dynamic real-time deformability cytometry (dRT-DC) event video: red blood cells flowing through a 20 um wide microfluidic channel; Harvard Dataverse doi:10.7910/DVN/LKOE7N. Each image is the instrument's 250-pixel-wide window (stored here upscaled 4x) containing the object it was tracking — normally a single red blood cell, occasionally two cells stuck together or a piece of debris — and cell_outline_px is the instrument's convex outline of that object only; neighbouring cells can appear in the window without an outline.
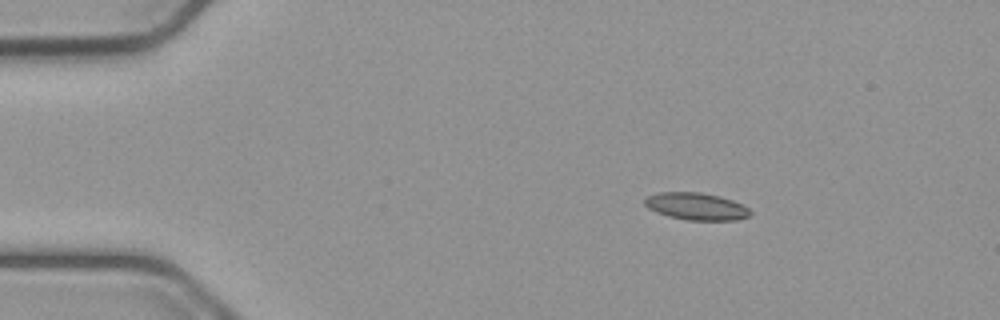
{"species": "common noctule bat (a hibernating species)", "species_latin": "Nyctalus noctula", "temperature_condition": "cold", "stored_images_in_passage": 47, "camera_frame_rate_fps": 3000, "um_per_image_px": 0.085, "animal": {"sex": "male", "body_mass_g": 23.1, "forearm_length_mm": 52.7}, "frame": {"image": 1, "passage_image": 1, "time_ms": 0.0, "image_size_px": [1000, 320], "cell_outline_px": [[752, 212], [748, 216], [736, 220], [688, 220], [668, 216], [656, 212], [648, 208], [644, 204], [644, 200], [648, 196], [660, 192], [700, 192], [720, 196], [732, 200], [748, 208]], "centroid_in_image_um": [59.17, 17.54], "position_along_channel_um": 25.8, "area_um2": 16.65}}
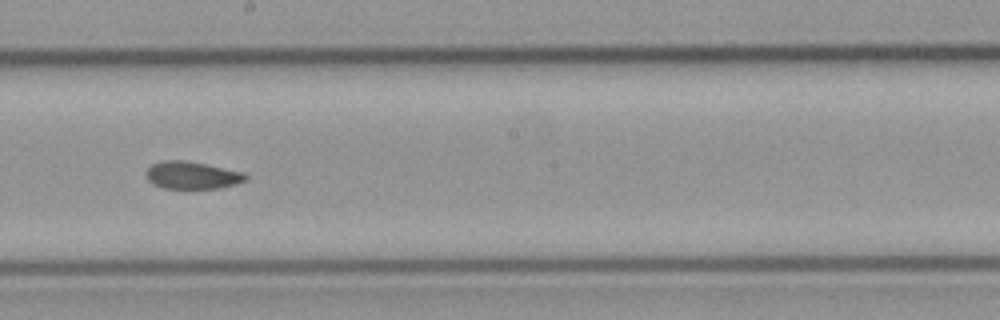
{"frame": {"image": 2, "passage_image": 23, "time_ms": 7.333, "image_size_px": [1000, 320], "cell_outline_px": [[248, 180], [236, 184], [220, 188], [164, 188], [152, 184], [148, 180], [144, 172], [152, 164], [164, 160], [184, 160], [244, 172], [248, 176]], "centroid_in_image_um": [16.32, 14.9], "position_along_channel_um": 231.9, "area_um2": 15.95}}
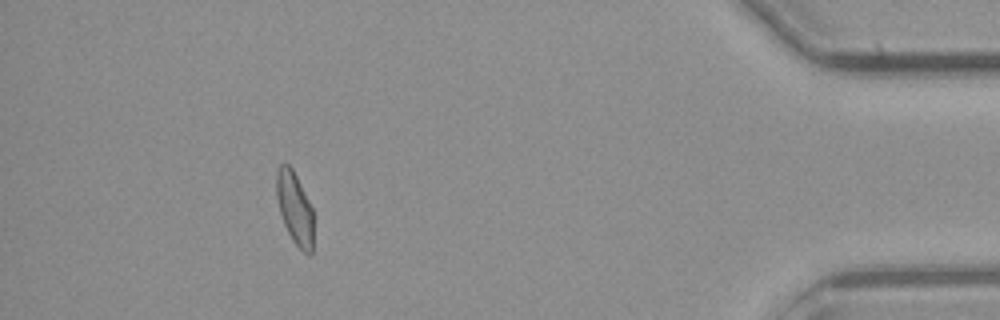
{"frame": {"image": 3, "passage_image": 42, "time_ms": 13.667, "image_size_px": [1000, 320], "cell_outline_px": [[312, 256], [308, 256], [292, 240], [284, 224], [280, 212], [276, 196], [276, 172], [280, 164], [288, 164], [292, 168], [312, 208]], "centroid_in_image_um": [25.03, 17.7], "position_along_channel_um": 410.2, "area_um2": 15.37}, "authors_computed_cell_mechanics": {"area_um2": 16.3574, "velocity_mm_per_s": 3.7528, "shape_relaxation_time_tau1_ms": 11.0028, "shape_relaxation_time_tau2_ms": 1.9717, "deformation_change_tau1": 0.2009, "deformation_change_tau2": 0.0573}}